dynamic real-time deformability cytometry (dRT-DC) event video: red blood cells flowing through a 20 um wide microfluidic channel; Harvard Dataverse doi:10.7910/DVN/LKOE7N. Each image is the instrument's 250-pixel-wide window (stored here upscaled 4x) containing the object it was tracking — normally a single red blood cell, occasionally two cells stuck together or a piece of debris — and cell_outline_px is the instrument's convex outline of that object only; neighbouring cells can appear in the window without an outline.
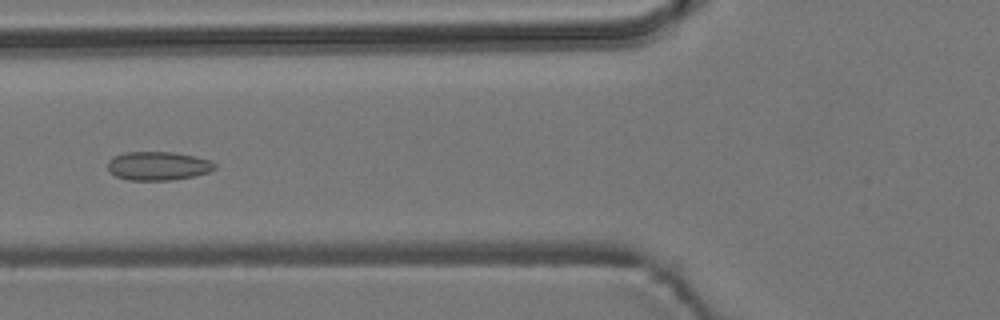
{"species": "common noctule bat (a hibernating species)", "species_latin": "Nyctalus noctula", "temperature_condition": "room temperature", "stored_images_in_passage": 7, "camera_frame_rate_fps": 3000, "um_per_image_px": 0.085, "animal": {"sex": "male", "body_mass_g": 19.2, "forearm_length_mm": 51.8}, "frame": {"image": 1, "passage_image": 6, "time_ms": 7.0, "image_size_px": [1000, 320], "cell_outline_px": [[216, 168], [208, 172], [196, 176], [172, 180], [128, 180], [116, 176], [108, 168], [108, 160], [112, 156], [124, 152], [172, 152], [192, 156], [208, 160], [216, 164]], "centroid_in_image_um": [13.42, 14.1], "position_along_channel_um": 112.4, "area_um2": 17.86}}
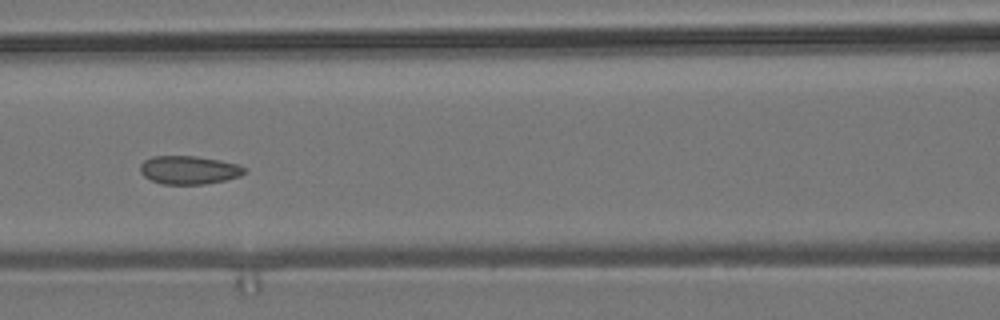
{"frame": {"image": 2, "passage_image": 7, "time_ms": 8.0, "image_size_px": [1000, 320], "cell_outline_px": [[248, 172], [240, 176], [224, 180], [204, 184], [164, 184], [152, 180], [144, 176], [140, 172], [140, 164], [144, 160], [152, 156], [196, 156], [220, 160], [236, 164], [248, 168]], "centroid_in_image_um": [16.08, 14.44], "position_along_channel_um": 150.5, "area_um2": 17.28}}